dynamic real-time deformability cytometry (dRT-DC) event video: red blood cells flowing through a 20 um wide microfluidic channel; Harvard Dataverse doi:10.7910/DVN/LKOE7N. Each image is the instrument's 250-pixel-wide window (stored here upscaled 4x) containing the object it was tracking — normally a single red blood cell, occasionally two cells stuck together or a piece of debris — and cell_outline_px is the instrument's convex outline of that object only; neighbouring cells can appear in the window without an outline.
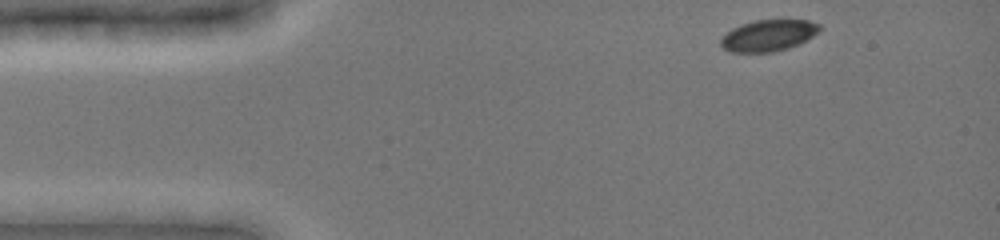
{"species": "common noctule bat (a hibernating species)", "species_latin": "Nyctalus noctula", "temperature_condition": "cold", "stored_images_in_passage": 35, "camera_frame_rate_fps": 3000, "um_per_image_px": 0.085, "animal": {"sex": "female", "body_mass_g": 19.0, "forearm_length_mm": 51.5}, "frame": {"image": 1, "passage_image": 1, "time_ms": 0.0, "image_size_px": [1000, 240], "cell_outline_px": [[820, 28], [812, 36], [788, 48], [772, 52], [732, 52], [724, 48], [720, 44], [720, 36], [732, 28], [740, 24], [756, 20], [808, 20], [820, 24]], "centroid_in_image_um": [65.25, 3.01], "position_along_channel_um": 19.8, "area_um2": 17.92}}
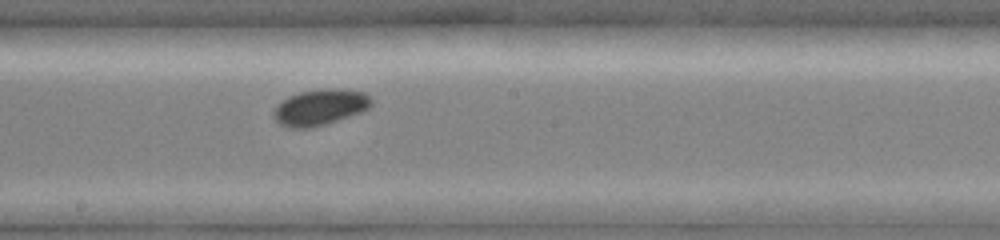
{"frame": {"image": 2, "passage_image": 21, "time_ms": 7.0, "image_size_px": [1000, 240], "cell_outline_px": [[372, 104], [368, 108], [360, 112], [312, 128], [288, 128], [280, 124], [272, 116], [272, 112], [288, 96], [300, 92], [328, 88], [340, 88], [364, 92], [372, 100]], "centroid_in_image_um": [27.19, 9.11], "position_along_channel_um": 221.0, "area_um2": 20.29}}
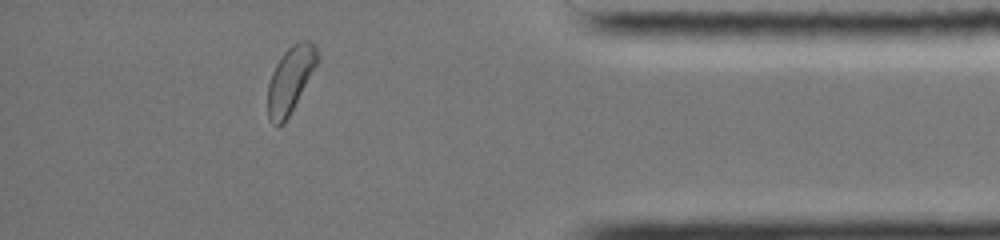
{"frame": {"image": 3, "passage_image": 32, "time_ms": 12.333, "image_size_px": [1000, 240], "cell_outline_px": [[320, 60], [284, 124], [272, 124], [268, 120], [268, 84], [272, 72], [276, 64], [284, 52], [292, 44], [300, 40], [308, 40], [316, 44], [320, 56]], "centroid_in_image_um": [24.71, 6.73], "position_along_channel_um": 410.5, "area_um2": 19.25}, "authors_computed_cell_mechanics": {"area_um2": 19.4786, "velocity_mm_per_s": 3.9311, "shape_relaxation_time_tau1_ms": 1.4656, "shape_relaxation_time_tau2_ms": null, "deformation_change_tau1": 0.0868, "deformation_change_tau2": null}}